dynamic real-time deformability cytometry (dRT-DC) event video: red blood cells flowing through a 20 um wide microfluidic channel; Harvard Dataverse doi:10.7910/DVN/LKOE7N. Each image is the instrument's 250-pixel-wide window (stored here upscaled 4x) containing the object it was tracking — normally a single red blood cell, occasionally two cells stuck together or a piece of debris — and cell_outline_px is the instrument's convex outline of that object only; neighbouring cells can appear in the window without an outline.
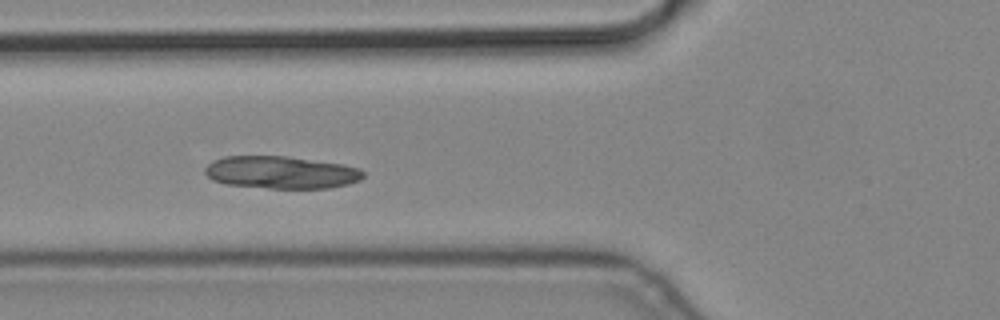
{"species": "common noctule bat (a hibernating species)", "species_latin": "Nyctalus noctula", "temperature_condition": "cold", "stored_images_in_passage": 6, "camera_frame_rate_fps": 3000, "um_per_image_px": 0.085, "animal": {"sex": "male", "body_mass_g": 19.2, "forearm_length_mm": 51.8}, "frame": {"image": 1, "passage_image": 5, "time_ms": 1.333, "image_size_px": [1000, 320], "cell_outline_px": [[364, 176], [360, 180], [348, 184], [328, 188], [268, 188], [228, 184], [212, 180], [204, 172], [204, 168], [212, 160], [224, 156], [288, 156], [344, 164], [360, 168], [364, 172]], "centroid_in_image_um": [23.9, 14.64], "position_along_channel_um": 101.9, "area_um2": 30.11}}
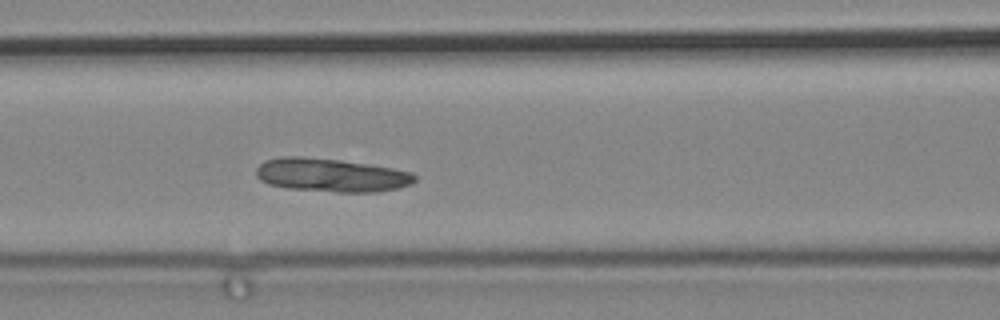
{"frame": {"image": 2, "passage_image": 6, "time_ms": 1.667, "image_size_px": [1000, 320], "cell_outline_px": [[416, 180], [412, 184], [400, 188], [376, 192], [336, 192], [288, 188], [268, 184], [260, 180], [256, 176], [256, 168], [264, 160], [280, 156], [300, 156], [340, 160], [368, 164], [392, 168], [412, 172], [416, 176]], "centroid_in_image_um": [28.14, 14.88], "position_along_channel_um": 138.5, "area_um2": 31.15}}